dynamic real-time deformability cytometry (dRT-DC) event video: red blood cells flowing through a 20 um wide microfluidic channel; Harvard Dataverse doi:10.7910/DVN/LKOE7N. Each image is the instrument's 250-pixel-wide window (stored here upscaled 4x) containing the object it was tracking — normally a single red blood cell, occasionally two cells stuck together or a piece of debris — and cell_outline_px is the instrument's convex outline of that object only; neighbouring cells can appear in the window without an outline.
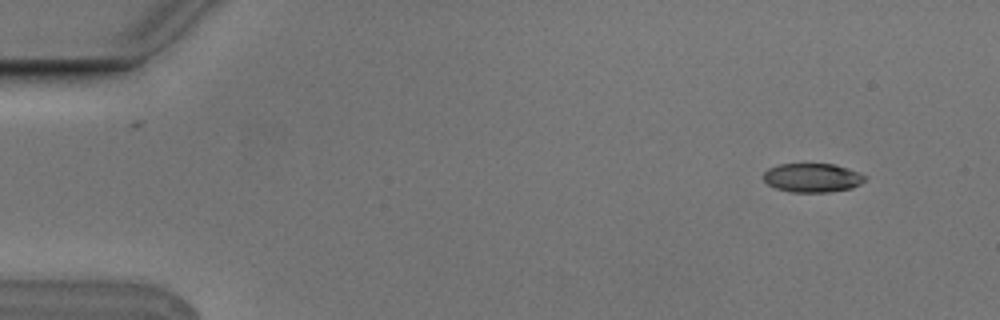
{"species": "Egyptian fruit bat (a non-hibernating species)", "species_latin": "Rousettus aegyptiacus", "temperature_condition": "cold", "stored_images_in_passage": 3, "camera_frame_rate_fps": 3000, "um_per_image_px": 0.085, "animal": {"sex": "male"}, "frame": {"image": 1, "passage_image": 1, "time_ms": 0.0, "image_size_px": [1000, 320], "cell_outline_px": [[868, 176], [860, 184], [852, 188], [828, 192], [792, 192], [776, 188], [768, 184], [764, 180], [764, 172], [768, 168], [780, 164], [832, 164], [848, 168]], "centroid_in_image_um": [69.06, 15.11], "position_along_channel_um": 15.9, "area_um2": 17.05}}